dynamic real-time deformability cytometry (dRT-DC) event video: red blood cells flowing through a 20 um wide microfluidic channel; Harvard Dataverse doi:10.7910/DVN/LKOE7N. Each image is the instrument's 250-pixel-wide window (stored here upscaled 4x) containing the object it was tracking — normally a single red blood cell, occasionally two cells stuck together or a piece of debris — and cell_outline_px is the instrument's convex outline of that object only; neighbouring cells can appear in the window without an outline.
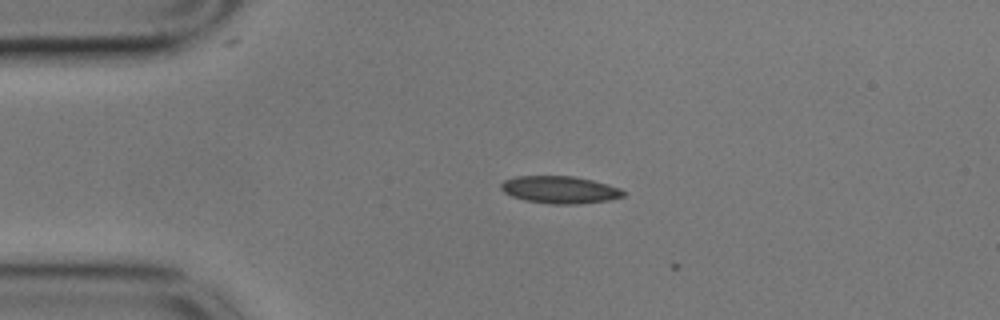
{"species": "common noctule bat (a hibernating species)", "species_latin": "Nyctalus noctula", "temperature_condition": "cold", "stored_images_in_passage": 3, "camera_frame_rate_fps": 3000, "um_per_image_px": 0.085, "animal": {"sex": "male", "body_mass_g": 17.9}, "frame": {"image": 1, "passage_image": 2, "time_ms": 0.333, "image_size_px": [1000, 320], "cell_outline_px": [[624, 196], [608, 200], [576, 204], [552, 204], [528, 200], [512, 196], [504, 192], [500, 188], [500, 184], [504, 180], [516, 176], [572, 176], [592, 180], [620, 188], [624, 192]], "centroid_in_image_um": [47.57, 16.12], "position_along_channel_um": 37.4, "area_um2": 19.25}}